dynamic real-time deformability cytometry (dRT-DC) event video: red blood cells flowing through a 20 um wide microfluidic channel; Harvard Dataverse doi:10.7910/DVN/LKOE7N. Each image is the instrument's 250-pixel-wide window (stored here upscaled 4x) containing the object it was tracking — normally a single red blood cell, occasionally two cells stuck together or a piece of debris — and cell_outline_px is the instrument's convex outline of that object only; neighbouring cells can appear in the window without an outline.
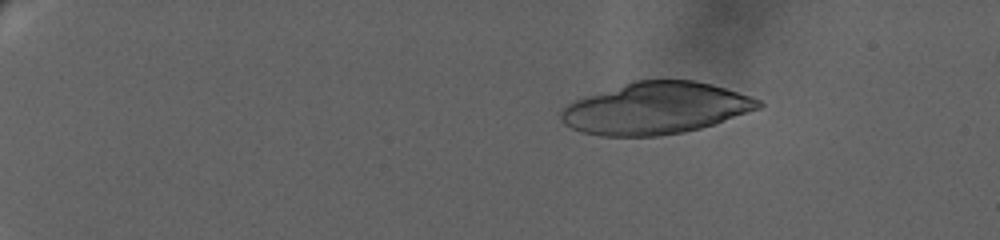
{"species": "human", "species_latin": "Homo sapiens", "temperature_condition": "warm", "stored_images_in_passage": 45, "camera_frame_rate_fps": 3000, "um_per_image_px": 0.085, "donor": {"sex": "female"}, "frame": {"image": 1, "passage_image": 14, "time_ms": 4.667, "image_size_px": [1000, 240], "cell_outline_px": [[764, 104], [760, 108], [700, 128], [684, 132], [660, 136], [604, 136], [580, 132], [564, 124], [560, 120], [560, 112], [568, 104], [576, 100], [632, 80], [696, 80], [712, 84], [760, 100]], "centroid_in_image_um": [55.7, 9.2], "position_along_channel_um": 29.3, "area_um2": 59.19}}